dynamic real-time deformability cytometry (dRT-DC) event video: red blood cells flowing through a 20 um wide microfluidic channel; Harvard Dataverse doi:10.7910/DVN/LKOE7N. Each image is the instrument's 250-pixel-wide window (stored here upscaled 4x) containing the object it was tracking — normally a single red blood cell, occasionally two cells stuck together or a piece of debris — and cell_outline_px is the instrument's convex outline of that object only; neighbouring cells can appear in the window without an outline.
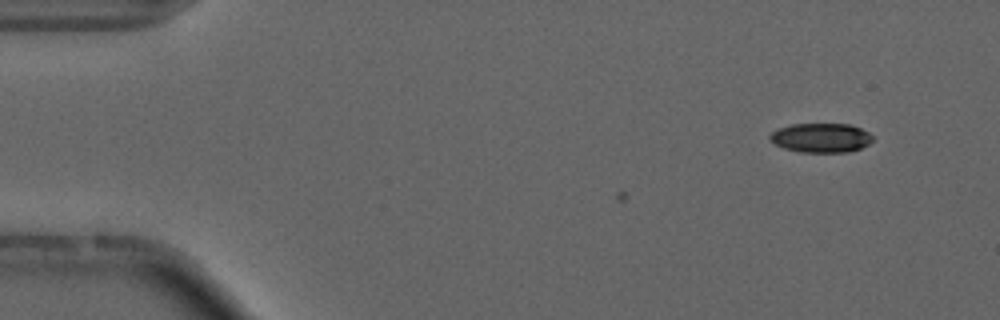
{"species": "common noctule bat (a hibernating species)", "species_latin": "Nyctalus noctula", "temperature_condition": "cold", "stored_images_in_passage": 4, "camera_frame_rate_fps": 3000, "um_per_image_px": 0.085, "animal": {"sex": "male", "forearm_length_mm": 52.5}, "frame": {"image": 1, "passage_image": 4, "time_ms": 1.0, "image_size_px": [1000, 320], "cell_outline_px": [[872, 140], [868, 144], [860, 148], [848, 152], [800, 152], [784, 148], [768, 140], [768, 136], [772, 132], [780, 128], [792, 124], [852, 124], [868, 132], [872, 136]], "centroid_in_image_um": [69.77, 11.71], "position_along_channel_um": 15.2, "area_um2": 17.51}}